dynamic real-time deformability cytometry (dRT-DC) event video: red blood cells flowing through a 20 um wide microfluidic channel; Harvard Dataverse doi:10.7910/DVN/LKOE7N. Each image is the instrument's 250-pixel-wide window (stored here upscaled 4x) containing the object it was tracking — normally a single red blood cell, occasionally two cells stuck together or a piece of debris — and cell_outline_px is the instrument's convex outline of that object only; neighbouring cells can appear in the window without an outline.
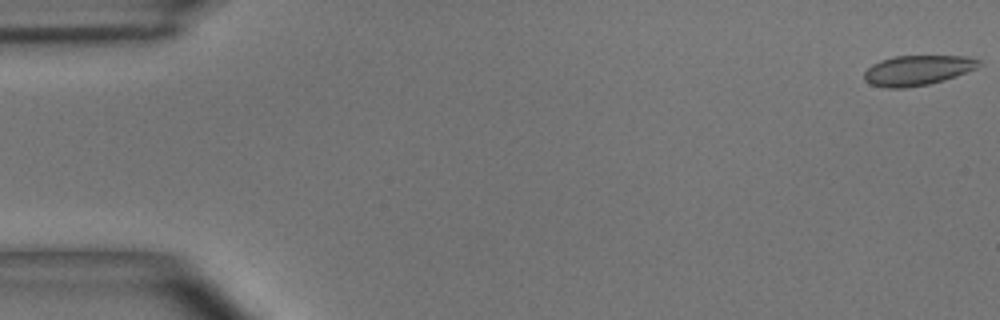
{"species": "common noctule bat (a hibernating species)", "species_latin": "Nyctalus noctula", "temperature_condition": "room temperature", "stored_images_in_passage": 12, "camera_frame_rate_fps": 3000, "um_per_image_px": 0.085, "animal": {"sex": "male", "body_mass_g": 15.6}, "frame": {"image": 1, "passage_image": 1, "time_ms": 0.0, "image_size_px": [1000, 320], "cell_outline_px": [[980, 64], [976, 68], [956, 76], [944, 80], [928, 84], [904, 88], [884, 88], [872, 84], [864, 80], [864, 72], [872, 64], [880, 60], [892, 56], [968, 56], [980, 60]], "centroid_in_image_um": [77.96, 5.97], "position_along_channel_um": 7.0, "area_um2": 20.06}}